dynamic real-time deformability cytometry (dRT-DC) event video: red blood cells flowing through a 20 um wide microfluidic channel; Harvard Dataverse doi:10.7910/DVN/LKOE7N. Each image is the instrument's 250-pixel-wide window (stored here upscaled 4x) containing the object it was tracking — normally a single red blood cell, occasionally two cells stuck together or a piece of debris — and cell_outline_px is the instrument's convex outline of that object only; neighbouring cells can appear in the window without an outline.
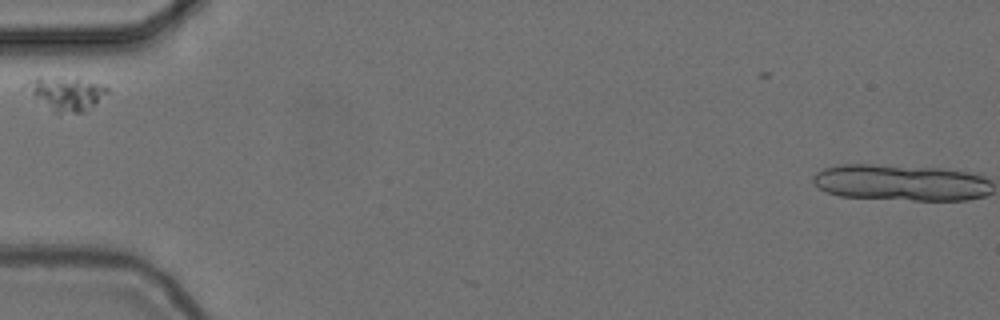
{"species": "common noctule bat (a hibernating species)", "species_latin": "Nyctalus noctula", "temperature_condition": "cold", "stored_images_in_passage": 10, "camera_frame_rate_fps": 3000, "um_per_image_px": 0.085, "animal": {"sex": "female", "body_mass_g": 24.6, "forearm_length_mm": 56.2}, "frame": {"image": 1, "passage_image": 4, "time_ms": 1.0, "image_size_px": [1000, 320], "cell_outline_px": [[112, 92], [84, 112], [52, 112], [20, 92], [20, 88], [24, 84], [36, 76], [40, 76], [76, 80], [100, 84], [112, 88]], "centroid_in_image_um": [5.48, 7.97], "position_along_channel_um": 79.5, "area_um2": 16.53}}
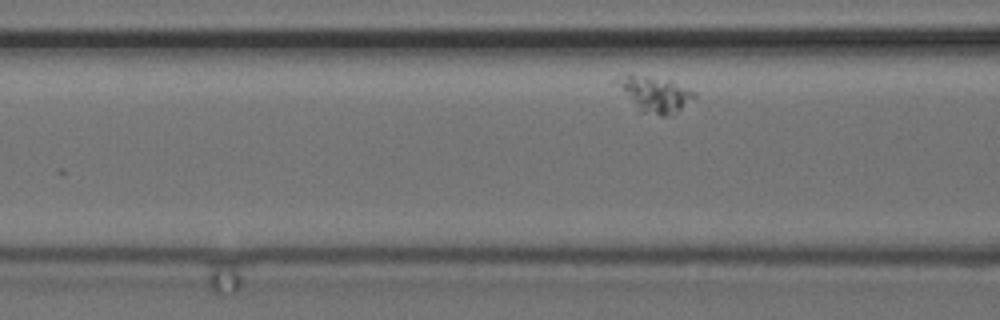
{"frame": {"image": 2, "passage_image": 7, "time_ms": 2.0, "image_size_px": [1000, 320], "cell_outline_px": [[696, 96], [680, 108], [664, 116], [660, 116], [640, 112], [608, 84], [612, 80], [628, 72], [632, 72], [672, 80], [696, 92]], "centroid_in_image_um": [55.44, 7.92], "position_along_channel_um": 111.2, "area_um2": 17.11}}